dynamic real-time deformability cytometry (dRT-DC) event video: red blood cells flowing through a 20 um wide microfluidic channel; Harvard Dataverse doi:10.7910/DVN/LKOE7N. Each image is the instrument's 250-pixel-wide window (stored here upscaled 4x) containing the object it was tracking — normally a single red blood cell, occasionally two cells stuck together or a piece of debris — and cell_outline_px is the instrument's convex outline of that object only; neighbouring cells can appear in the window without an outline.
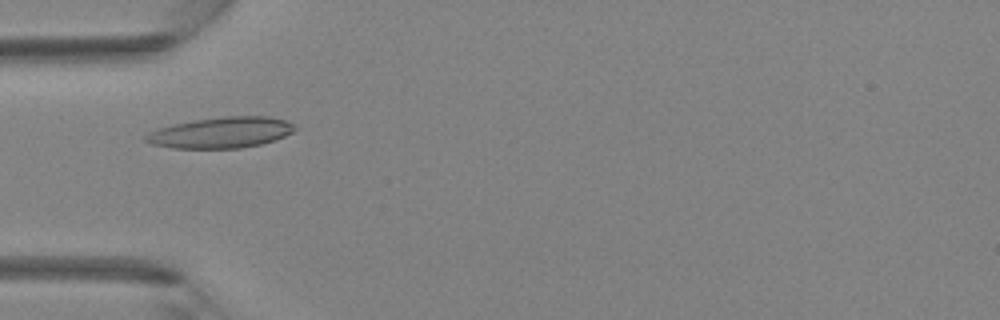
{"species": "Egyptian fruit bat (a non-hibernating species)", "species_latin": "Rousettus aegyptiacus", "temperature_condition": "room temperature", "stored_images_in_passage": 44, "camera_frame_rate_fps": 3000, "um_per_image_px": 0.085, "animal": {"sex": "female"}, "frame": {"image": 1, "passage_image": 14, "time_ms": 4.333, "image_size_px": [1000, 320], "cell_outline_px": [[300, 128], [284, 136], [260, 144], [240, 148], [172, 148], [152, 144], [144, 140], [144, 136], [148, 132], [160, 128], [176, 124], [196, 120], [224, 116], [268, 116], [288, 120]], "centroid_in_image_um": [18.83, 11.26], "position_along_channel_um": 66.2, "area_um2": 26.76}}
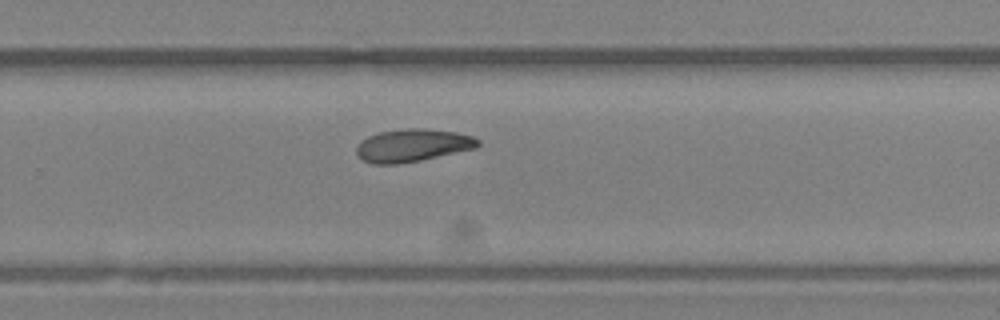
{"frame": {"image": 2, "passage_image": 29, "time_ms": 9.333, "image_size_px": [1000, 320], "cell_outline_px": [[480, 144], [476, 148], [420, 160], [400, 164], [372, 164], [364, 160], [356, 152], [356, 148], [360, 140], [368, 136], [380, 132], [408, 128], [424, 128], [456, 132], [472, 136], [480, 140]], "centroid_in_image_um": [35.07, 12.35], "position_along_channel_um": 294.7, "area_um2": 23.12}}
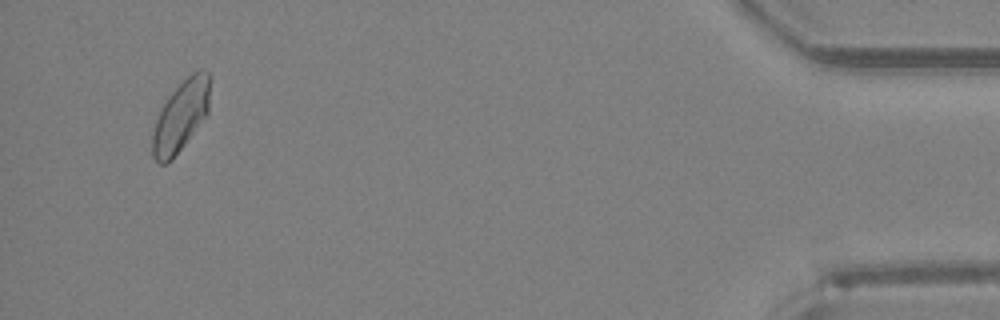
{"frame": {"image": 3, "passage_image": 42, "time_ms": 13.667, "image_size_px": [1000, 320], "cell_outline_px": [[208, 112], [172, 160], [168, 164], [160, 164], [152, 156], [152, 132], [156, 120], [168, 96], [192, 72], [200, 68], [208, 72]], "centroid_in_image_um": [15.33, 9.89], "position_along_channel_um": 419.9, "area_um2": 23.12}}